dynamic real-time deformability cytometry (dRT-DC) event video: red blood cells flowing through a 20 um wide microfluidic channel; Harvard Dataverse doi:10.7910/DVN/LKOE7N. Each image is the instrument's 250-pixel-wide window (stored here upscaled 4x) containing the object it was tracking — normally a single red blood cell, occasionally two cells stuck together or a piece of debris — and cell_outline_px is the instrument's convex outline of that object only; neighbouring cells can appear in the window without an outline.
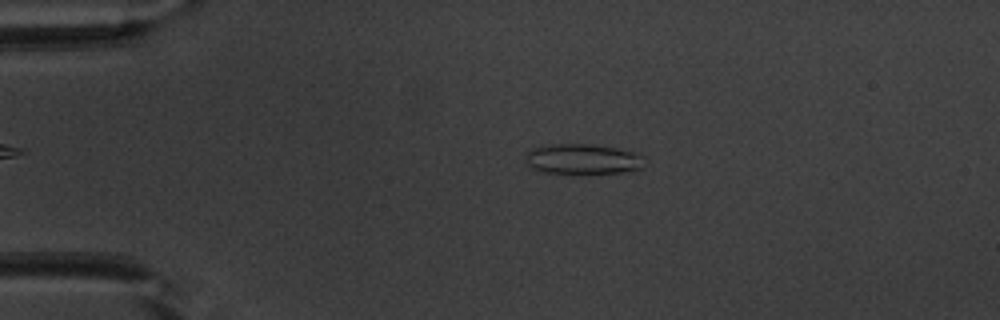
{"species": "common noctule bat (a hibernating species)", "species_latin": "Nyctalus noctula", "temperature_condition": "warm", "stored_images_in_passage": 37, "camera_frame_rate_fps": 3000, "um_per_image_px": 0.085, "animal": {"sex": "male", "body_mass_g": 20.1, "forearm_length_mm": 53.5}, "frame": {"image": 1, "passage_image": 3, "time_ms": 0.667, "image_size_px": [1000, 320], "cell_outline_px": [[644, 168], [624, 172], [544, 172], [532, 168], [528, 164], [528, 152], [532, 148], [540, 144], [588, 144], [616, 148], [640, 152], [644, 156]], "centroid_in_image_um": [49.6, 13.49], "position_along_channel_um": 35.4, "area_um2": 20.81}}
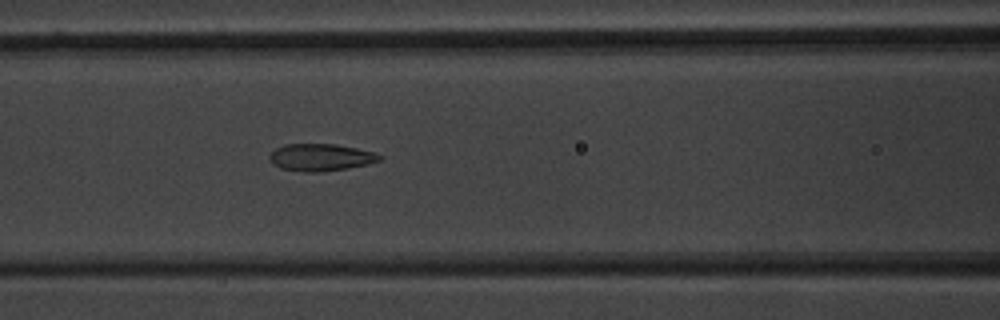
{"frame": {"image": 2, "passage_image": 14, "time_ms": 4.333, "image_size_px": [1000, 320], "cell_outline_px": [[384, 156], [380, 160], [368, 164], [348, 168], [320, 172], [304, 172], [280, 168], [272, 164], [268, 156], [276, 148], [284, 144], [336, 144], [376, 152]], "centroid_in_image_um": [27.27, 13.37], "position_along_channel_um": 139.3, "area_um2": 17.57}}
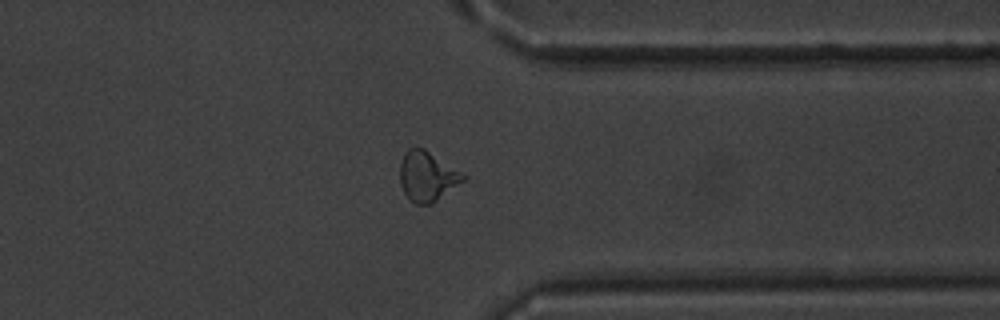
{"frame": {"image": 3, "passage_image": 32, "time_ms": 10.333, "image_size_px": [1000, 320], "cell_outline_px": [[468, 176], [464, 180], [432, 204], [416, 204], [408, 200], [400, 184], [400, 160], [404, 152], [408, 148], [424, 148]], "centroid_in_image_um": [36.29, 14.99], "position_along_channel_um": 375.1, "area_um2": 18.44}, "authors_computed_cell_mechanics": {"area_um2": 17.5712, "velocity_mm_per_s": 3.9831, "shape_relaxation_time_tau1_ms": 5.4321, "shape_relaxation_time_tau2_ms": 1.2189, "deformation_change_tau1": 0.1759, "deformation_change_tau2": 0.0852}}